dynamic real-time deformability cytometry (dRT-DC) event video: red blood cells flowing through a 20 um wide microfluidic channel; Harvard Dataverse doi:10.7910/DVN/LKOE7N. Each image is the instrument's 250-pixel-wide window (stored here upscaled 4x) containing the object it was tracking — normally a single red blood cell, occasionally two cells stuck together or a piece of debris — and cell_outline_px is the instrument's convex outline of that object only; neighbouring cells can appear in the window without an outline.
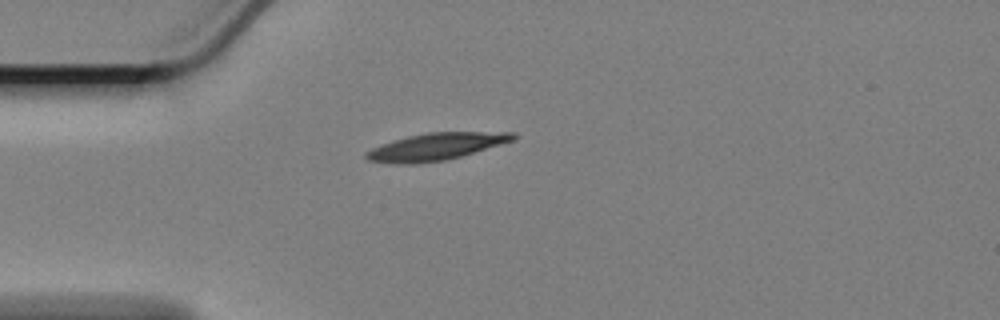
{"species": "Egyptian fruit bat (a non-hibernating species)", "species_latin": "Rousettus aegyptiacus", "temperature_condition": "cold", "stored_images_in_passage": 15, "camera_frame_rate_fps": 3000, "um_per_image_px": 0.085, "animal": {"sex": "female"}, "frame": {"image": 1, "passage_image": 1, "time_ms": 0.0, "image_size_px": [1000, 320], "cell_outline_px": [[516, 136], [512, 140], [500, 144], [460, 156], [444, 160], [416, 164], [396, 164], [368, 160], [364, 156], [364, 152], [380, 144], [392, 140], [424, 132], [516, 132]], "centroid_in_image_um": [36.98, 12.46], "position_along_channel_um": 48.0, "area_um2": 23.12}}
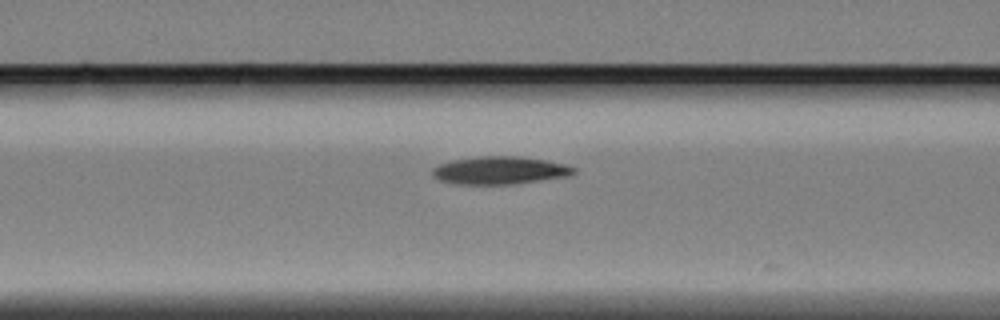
{"frame": {"image": 2, "passage_image": 9, "time_ms": 2.667, "image_size_px": [1000, 320], "cell_outline_px": [[576, 172], [568, 176], [512, 184], [456, 184], [440, 180], [432, 176], [432, 168], [440, 164], [452, 160], [480, 156], [520, 156], [544, 160], [564, 164], [576, 168]], "centroid_in_image_um": [42.46, 14.48], "position_along_channel_um": 124.1, "area_um2": 22.77}}
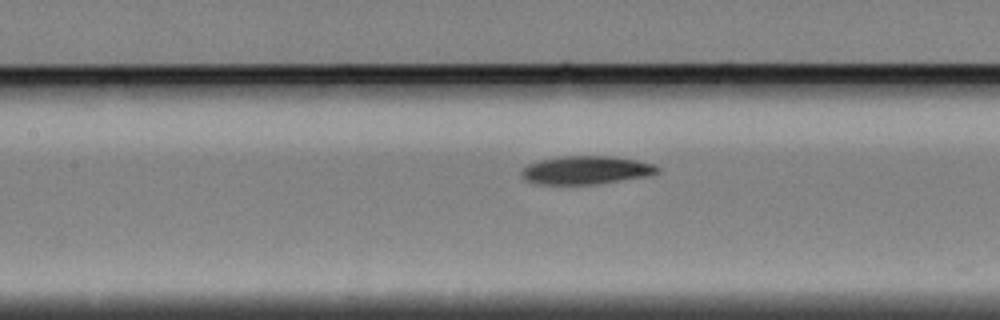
{"frame": {"image": 3, "passage_image": 12, "time_ms": 3.667, "image_size_px": [1000, 320], "cell_outline_px": [[660, 172], [648, 176], [596, 184], [536, 184], [524, 180], [520, 176], [520, 172], [528, 164], [540, 160], [560, 156], [612, 156], [636, 160], [656, 164], [660, 168]], "centroid_in_image_um": [49.82, 14.46], "position_along_channel_um": 157.6, "area_um2": 22.6}}